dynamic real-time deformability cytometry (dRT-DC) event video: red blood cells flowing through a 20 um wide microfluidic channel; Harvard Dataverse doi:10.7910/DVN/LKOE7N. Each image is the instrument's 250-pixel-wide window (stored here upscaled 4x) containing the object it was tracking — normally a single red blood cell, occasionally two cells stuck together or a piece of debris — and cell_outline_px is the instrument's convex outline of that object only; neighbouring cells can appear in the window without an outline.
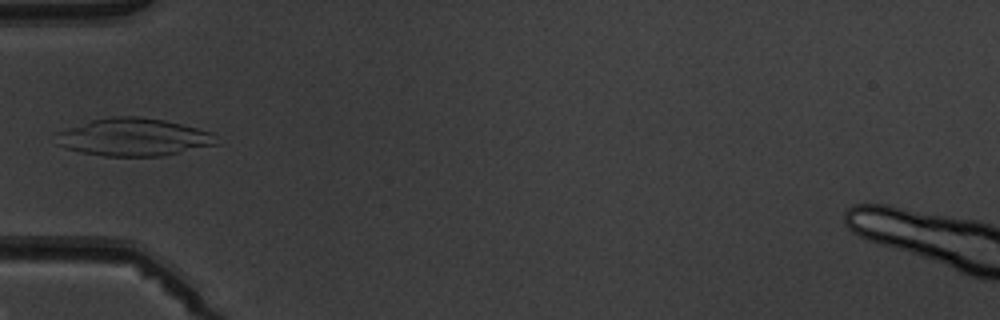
{"species": "common noctule bat (a hibernating species)", "species_latin": "Nyctalus noctula", "temperature_condition": "warm", "stored_images_in_passage": 6, "camera_frame_rate_fps": 3000, "um_per_image_px": 0.085, "animal": {"sex": "male", "body_mass_g": 19.5, "forearm_length_mm": 54.6}, "frame": {"image": 1, "passage_image": 5, "time_ms": 4.667, "image_size_px": [1000, 320], "cell_outline_px": [[220, 144], [164, 156], [104, 156], [80, 152], [64, 148], [56, 144], [56, 132], [92, 120], [112, 116], [140, 116], [164, 120], [212, 132]], "centroid_in_image_um": [11.36, 11.67], "position_along_channel_um": 73.6, "area_um2": 35.37}}